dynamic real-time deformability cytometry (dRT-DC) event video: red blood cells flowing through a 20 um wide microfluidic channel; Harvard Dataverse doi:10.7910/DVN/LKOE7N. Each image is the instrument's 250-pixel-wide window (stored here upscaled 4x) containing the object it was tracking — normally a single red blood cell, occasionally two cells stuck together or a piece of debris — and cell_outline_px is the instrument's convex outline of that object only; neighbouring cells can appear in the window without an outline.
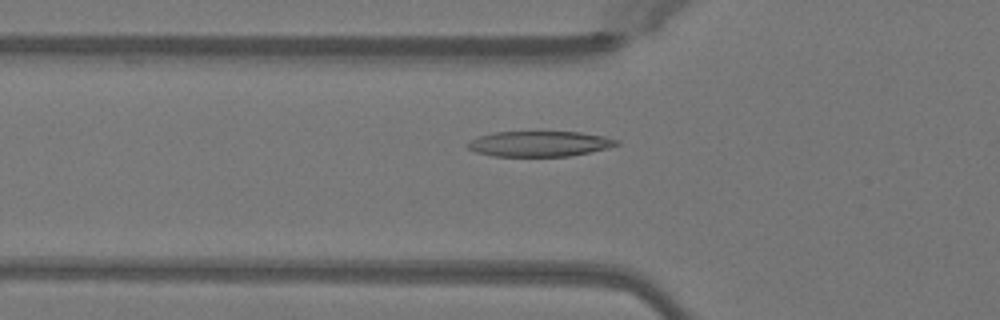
{"species": "Egyptian fruit bat (a non-hibernating species)", "species_latin": "Rousettus aegyptiacus", "temperature_condition": "warm", "stored_images_in_passage": 48, "camera_frame_rate_fps": 3000, "um_per_image_px": 0.085, "animal": {"sex": "female"}, "frame": {"image": 1, "passage_image": 15, "time_ms": 4.667, "image_size_px": [1000, 320], "cell_outline_px": [[620, 144], [608, 148], [568, 156], [492, 156], [476, 152], [468, 148], [464, 144], [468, 140], [492, 132], [580, 132], [604, 136], [620, 140]], "centroid_in_image_um": [45.83, 12.22], "position_along_channel_um": 80.0, "area_um2": 22.14}}
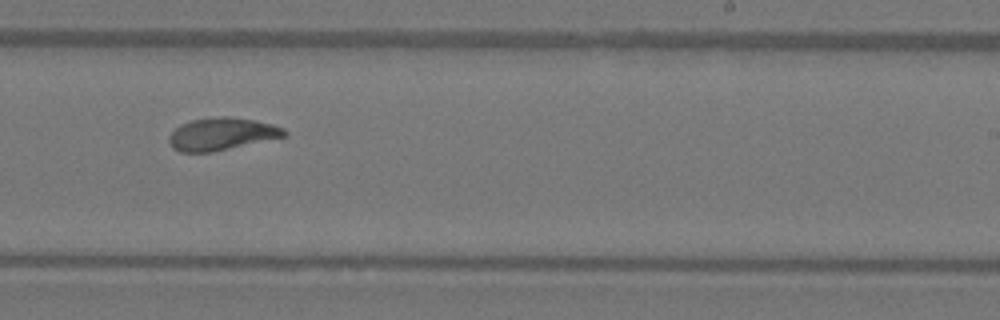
{"frame": {"image": 2, "passage_image": 29, "time_ms": 9.333, "image_size_px": [1000, 320], "cell_outline_px": [[288, 136], [212, 152], [180, 152], [172, 148], [168, 140], [168, 136], [180, 124], [192, 120], [220, 116], [224, 116], [256, 120], [272, 124], [284, 128], [288, 132]], "centroid_in_image_um": [18.86, 11.39], "position_along_channel_um": 270.1, "area_um2": 21.91}}
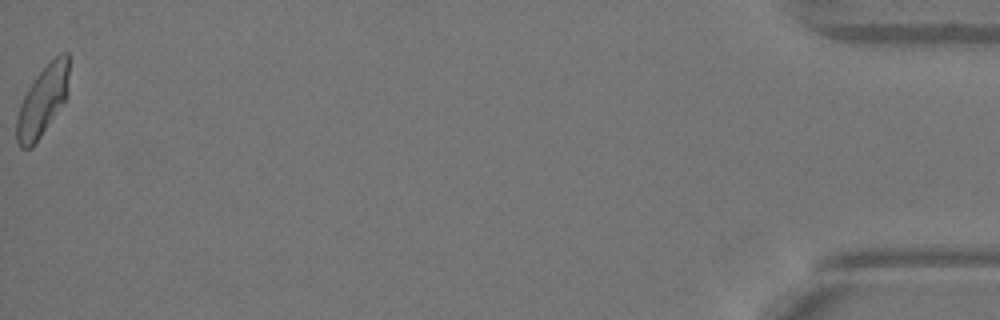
{"frame": {"image": 3, "passage_image": 48, "time_ms": 15.667, "image_size_px": [1000, 320], "cell_outline_px": [[68, 96], [32, 148], [20, 148], [16, 140], [16, 116], [20, 104], [32, 80], [60, 52], [68, 52]], "centroid_in_image_um": [3.6, 8.59], "position_along_channel_um": 431.6, "area_um2": 21.21}, "authors_computed_cell_mechanics": {"area_um2": 21.964, "velocity_mm_per_s": 4.0609, "shape_relaxation_time_tau1_ms": 4.8227, "shape_relaxation_time_tau2_ms": 1.518, "deformation_change_tau1": 0.203, "deformation_change_tau2": 0.0762}}